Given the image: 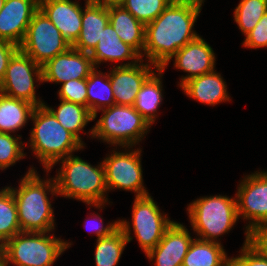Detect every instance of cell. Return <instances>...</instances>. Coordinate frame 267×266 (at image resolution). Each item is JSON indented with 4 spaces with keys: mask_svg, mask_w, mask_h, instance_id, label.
<instances>
[{
    "mask_svg": "<svg viewBox=\"0 0 267 266\" xmlns=\"http://www.w3.org/2000/svg\"><path fill=\"white\" fill-rule=\"evenodd\" d=\"M201 7L192 3L170 2L165 10L145 26L143 56L152 68L166 69L172 56L199 35L194 24Z\"/></svg>",
    "mask_w": 267,
    "mask_h": 266,
    "instance_id": "1",
    "label": "cell"
},
{
    "mask_svg": "<svg viewBox=\"0 0 267 266\" xmlns=\"http://www.w3.org/2000/svg\"><path fill=\"white\" fill-rule=\"evenodd\" d=\"M36 172L35 168L30 167L20 180L18 189L8 187L17 206L21 232H52L56 223L47 194L58 196L56 181L53 177L42 180Z\"/></svg>",
    "mask_w": 267,
    "mask_h": 266,
    "instance_id": "2",
    "label": "cell"
},
{
    "mask_svg": "<svg viewBox=\"0 0 267 266\" xmlns=\"http://www.w3.org/2000/svg\"><path fill=\"white\" fill-rule=\"evenodd\" d=\"M58 162L61 163V168L56 178L54 177L58 195L77 199L101 210L108 202L103 161L93 166L72 154L58 160L54 165Z\"/></svg>",
    "mask_w": 267,
    "mask_h": 266,
    "instance_id": "3",
    "label": "cell"
},
{
    "mask_svg": "<svg viewBox=\"0 0 267 266\" xmlns=\"http://www.w3.org/2000/svg\"><path fill=\"white\" fill-rule=\"evenodd\" d=\"M30 120L34 126L30 132L29 147L47 173L58 160L85 147L44 104L34 108Z\"/></svg>",
    "mask_w": 267,
    "mask_h": 266,
    "instance_id": "4",
    "label": "cell"
},
{
    "mask_svg": "<svg viewBox=\"0 0 267 266\" xmlns=\"http://www.w3.org/2000/svg\"><path fill=\"white\" fill-rule=\"evenodd\" d=\"M187 211L197 239L216 243H221L218 236L228 234L239 219L236 196L200 197L188 205Z\"/></svg>",
    "mask_w": 267,
    "mask_h": 266,
    "instance_id": "5",
    "label": "cell"
},
{
    "mask_svg": "<svg viewBox=\"0 0 267 266\" xmlns=\"http://www.w3.org/2000/svg\"><path fill=\"white\" fill-rule=\"evenodd\" d=\"M100 111L102 117L97 120L91 131L89 130V135L115 147H135L144 139L151 127L134 106L114 104Z\"/></svg>",
    "mask_w": 267,
    "mask_h": 266,
    "instance_id": "6",
    "label": "cell"
},
{
    "mask_svg": "<svg viewBox=\"0 0 267 266\" xmlns=\"http://www.w3.org/2000/svg\"><path fill=\"white\" fill-rule=\"evenodd\" d=\"M49 233L20 232L14 235L1 246L5 266L9 263L15 266H52L57 258L71 247V242Z\"/></svg>",
    "mask_w": 267,
    "mask_h": 266,
    "instance_id": "7",
    "label": "cell"
},
{
    "mask_svg": "<svg viewBox=\"0 0 267 266\" xmlns=\"http://www.w3.org/2000/svg\"><path fill=\"white\" fill-rule=\"evenodd\" d=\"M71 44L39 8L28 25L19 50L43 66L58 54L66 52Z\"/></svg>",
    "mask_w": 267,
    "mask_h": 266,
    "instance_id": "8",
    "label": "cell"
},
{
    "mask_svg": "<svg viewBox=\"0 0 267 266\" xmlns=\"http://www.w3.org/2000/svg\"><path fill=\"white\" fill-rule=\"evenodd\" d=\"M38 81L43 82L42 66L18 50L8 63L4 79L0 84V93L27 101L35 107L41 106L45 102L36 96L35 82Z\"/></svg>",
    "mask_w": 267,
    "mask_h": 266,
    "instance_id": "9",
    "label": "cell"
},
{
    "mask_svg": "<svg viewBox=\"0 0 267 266\" xmlns=\"http://www.w3.org/2000/svg\"><path fill=\"white\" fill-rule=\"evenodd\" d=\"M124 148V152L112 150L111 155H107L103 160L108 191L118 188L132 191L136 193V197L149 195L143 183L141 148Z\"/></svg>",
    "mask_w": 267,
    "mask_h": 266,
    "instance_id": "10",
    "label": "cell"
},
{
    "mask_svg": "<svg viewBox=\"0 0 267 266\" xmlns=\"http://www.w3.org/2000/svg\"><path fill=\"white\" fill-rule=\"evenodd\" d=\"M235 196L238 218L250 220L245 227L246 235L256 228L267 226V171L244 176Z\"/></svg>",
    "mask_w": 267,
    "mask_h": 266,
    "instance_id": "11",
    "label": "cell"
},
{
    "mask_svg": "<svg viewBox=\"0 0 267 266\" xmlns=\"http://www.w3.org/2000/svg\"><path fill=\"white\" fill-rule=\"evenodd\" d=\"M160 207L152 196L136 197L132 208V228L139 246L146 254L163 238L166 229L174 222Z\"/></svg>",
    "mask_w": 267,
    "mask_h": 266,
    "instance_id": "12",
    "label": "cell"
},
{
    "mask_svg": "<svg viewBox=\"0 0 267 266\" xmlns=\"http://www.w3.org/2000/svg\"><path fill=\"white\" fill-rule=\"evenodd\" d=\"M94 69L88 53L71 47L42 66L43 82L58 84L74 79H86Z\"/></svg>",
    "mask_w": 267,
    "mask_h": 266,
    "instance_id": "13",
    "label": "cell"
},
{
    "mask_svg": "<svg viewBox=\"0 0 267 266\" xmlns=\"http://www.w3.org/2000/svg\"><path fill=\"white\" fill-rule=\"evenodd\" d=\"M39 0H5L0 10V40L20 46Z\"/></svg>",
    "mask_w": 267,
    "mask_h": 266,
    "instance_id": "14",
    "label": "cell"
},
{
    "mask_svg": "<svg viewBox=\"0 0 267 266\" xmlns=\"http://www.w3.org/2000/svg\"><path fill=\"white\" fill-rule=\"evenodd\" d=\"M188 229L181 223L173 222L164 232L161 241L146 253L155 266H182L184 257L193 241Z\"/></svg>",
    "mask_w": 267,
    "mask_h": 266,
    "instance_id": "15",
    "label": "cell"
},
{
    "mask_svg": "<svg viewBox=\"0 0 267 266\" xmlns=\"http://www.w3.org/2000/svg\"><path fill=\"white\" fill-rule=\"evenodd\" d=\"M143 61L132 66H114L108 73L115 104L134 106L141 86L154 72L150 63L145 64Z\"/></svg>",
    "mask_w": 267,
    "mask_h": 266,
    "instance_id": "16",
    "label": "cell"
},
{
    "mask_svg": "<svg viewBox=\"0 0 267 266\" xmlns=\"http://www.w3.org/2000/svg\"><path fill=\"white\" fill-rule=\"evenodd\" d=\"M174 57V67L188 73L186 76H182L180 86L193 77L215 70V53L201 36L179 49L172 56V58Z\"/></svg>",
    "mask_w": 267,
    "mask_h": 266,
    "instance_id": "17",
    "label": "cell"
},
{
    "mask_svg": "<svg viewBox=\"0 0 267 266\" xmlns=\"http://www.w3.org/2000/svg\"><path fill=\"white\" fill-rule=\"evenodd\" d=\"M39 8L71 44L79 38L83 9L78 1L39 0Z\"/></svg>",
    "mask_w": 267,
    "mask_h": 266,
    "instance_id": "18",
    "label": "cell"
},
{
    "mask_svg": "<svg viewBox=\"0 0 267 266\" xmlns=\"http://www.w3.org/2000/svg\"><path fill=\"white\" fill-rule=\"evenodd\" d=\"M89 55L95 68H99L101 62L131 60L118 66H132L142 60L141 55L133 47L121 41L110 23L103 29L101 39Z\"/></svg>",
    "mask_w": 267,
    "mask_h": 266,
    "instance_id": "19",
    "label": "cell"
},
{
    "mask_svg": "<svg viewBox=\"0 0 267 266\" xmlns=\"http://www.w3.org/2000/svg\"><path fill=\"white\" fill-rule=\"evenodd\" d=\"M220 73L215 70L213 72L196 76L180 87L185 94L200 103L215 106L218 103L230 100L227 92V84Z\"/></svg>",
    "mask_w": 267,
    "mask_h": 266,
    "instance_id": "20",
    "label": "cell"
},
{
    "mask_svg": "<svg viewBox=\"0 0 267 266\" xmlns=\"http://www.w3.org/2000/svg\"><path fill=\"white\" fill-rule=\"evenodd\" d=\"M109 23L108 6L97 3H85L82 12V28L79 38L72 45L78 51L90 54L99 39L103 29Z\"/></svg>",
    "mask_w": 267,
    "mask_h": 266,
    "instance_id": "21",
    "label": "cell"
},
{
    "mask_svg": "<svg viewBox=\"0 0 267 266\" xmlns=\"http://www.w3.org/2000/svg\"><path fill=\"white\" fill-rule=\"evenodd\" d=\"M109 23L124 43L143 54L145 43V25L139 22L121 5L108 6Z\"/></svg>",
    "mask_w": 267,
    "mask_h": 266,
    "instance_id": "22",
    "label": "cell"
},
{
    "mask_svg": "<svg viewBox=\"0 0 267 266\" xmlns=\"http://www.w3.org/2000/svg\"><path fill=\"white\" fill-rule=\"evenodd\" d=\"M119 223L120 228L112 235L97 239L94 254L95 266H116L127 243L133 239L130 236L132 229L130 222L119 219Z\"/></svg>",
    "mask_w": 267,
    "mask_h": 266,
    "instance_id": "23",
    "label": "cell"
},
{
    "mask_svg": "<svg viewBox=\"0 0 267 266\" xmlns=\"http://www.w3.org/2000/svg\"><path fill=\"white\" fill-rule=\"evenodd\" d=\"M221 243L193 239L182 266H231Z\"/></svg>",
    "mask_w": 267,
    "mask_h": 266,
    "instance_id": "24",
    "label": "cell"
},
{
    "mask_svg": "<svg viewBox=\"0 0 267 266\" xmlns=\"http://www.w3.org/2000/svg\"><path fill=\"white\" fill-rule=\"evenodd\" d=\"M143 83L137 94L134 108L152 125L157 115L158 107L163 100L162 78L163 69L157 68ZM158 76V77H157ZM156 113V114H155Z\"/></svg>",
    "mask_w": 267,
    "mask_h": 266,
    "instance_id": "25",
    "label": "cell"
},
{
    "mask_svg": "<svg viewBox=\"0 0 267 266\" xmlns=\"http://www.w3.org/2000/svg\"><path fill=\"white\" fill-rule=\"evenodd\" d=\"M35 106L27 101L0 93V132L12 134L31 119Z\"/></svg>",
    "mask_w": 267,
    "mask_h": 266,
    "instance_id": "26",
    "label": "cell"
},
{
    "mask_svg": "<svg viewBox=\"0 0 267 266\" xmlns=\"http://www.w3.org/2000/svg\"><path fill=\"white\" fill-rule=\"evenodd\" d=\"M114 104L115 99L109 74H103L95 68L87 78V107L93 115V120L96 119L98 111Z\"/></svg>",
    "mask_w": 267,
    "mask_h": 266,
    "instance_id": "27",
    "label": "cell"
},
{
    "mask_svg": "<svg viewBox=\"0 0 267 266\" xmlns=\"http://www.w3.org/2000/svg\"><path fill=\"white\" fill-rule=\"evenodd\" d=\"M44 105L54 114L58 122L69 132H71L83 145L80 132L88 122L93 121V115L88 107L68 102L60 99L57 109Z\"/></svg>",
    "mask_w": 267,
    "mask_h": 266,
    "instance_id": "28",
    "label": "cell"
},
{
    "mask_svg": "<svg viewBox=\"0 0 267 266\" xmlns=\"http://www.w3.org/2000/svg\"><path fill=\"white\" fill-rule=\"evenodd\" d=\"M0 246L21 232L17 206L9 187L0 189Z\"/></svg>",
    "mask_w": 267,
    "mask_h": 266,
    "instance_id": "29",
    "label": "cell"
},
{
    "mask_svg": "<svg viewBox=\"0 0 267 266\" xmlns=\"http://www.w3.org/2000/svg\"><path fill=\"white\" fill-rule=\"evenodd\" d=\"M267 12V0H241L234 11V21L246 35Z\"/></svg>",
    "mask_w": 267,
    "mask_h": 266,
    "instance_id": "30",
    "label": "cell"
},
{
    "mask_svg": "<svg viewBox=\"0 0 267 266\" xmlns=\"http://www.w3.org/2000/svg\"><path fill=\"white\" fill-rule=\"evenodd\" d=\"M171 0H123L120 4L145 26L154 21Z\"/></svg>",
    "mask_w": 267,
    "mask_h": 266,
    "instance_id": "31",
    "label": "cell"
},
{
    "mask_svg": "<svg viewBox=\"0 0 267 266\" xmlns=\"http://www.w3.org/2000/svg\"><path fill=\"white\" fill-rule=\"evenodd\" d=\"M20 135L17 137L0 132V169L5 170L6 168L14 165L17 161L24 158V145ZM19 141V142H18Z\"/></svg>",
    "mask_w": 267,
    "mask_h": 266,
    "instance_id": "32",
    "label": "cell"
},
{
    "mask_svg": "<svg viewBox=\"0 0 267 266\" xmlns=\"http://www.w3.org/2000/svg\"><path fill=\"white\" fill-rule=\"evenodd\" d=\"M58 96L61 100L87 107V78L62 83Z\"/></svg>",
    "mask_w": 267,
    "mask_h": 266,
    "instance_id": "33",
    "label": "cell"
},
{
    "mask_svg": "<svg viewBox=\"0 0 267 266\" xmlns=\"http://www.w3.org/2000/svg\"><path fill=\"white\" fill-rule=\"evenodd\" d=\"M238 257H231V266H267V259L249 242L246 235Z\"/></svg>",
    "mask_w": 267,
    "mask_h": 266,
    "instance_id": "34",
    "label": "cell"
},
{
    "mask_svg": "<svg viewBox=\"0 0 267 266\" xmlns=\"http://www.w3.org/2000/svg\"><path fill=\"white\" fill-rule=\"evenodd\" d=\"M242 45L250 49L267 47V12L261 17L257 25L245 35Z\"/></svg>",
    "mask_w": 267,
    "mask_h": 266,
    "instance_id": "35",
    "label": "cell"
},
{
    "mask_svg": "<svg viewBox=\"0 0 267 266\" xmlns=\"http://www.w3.org/2000/svg\"><path fill=\"white\" fill-rule=\"evenodd\" d=\"M19 47L10 42L0 40V84L4 79L8 63Z\"/></svg>",
    "mask_w": 267,
    "mask_h": 266,
    "instance_id": "36",
    "label": "cell"
},
{
    "mask_svg": "<svg viewBox=\"0 0 267 266\" xmlns=\"http://www.w3.org/2000/svg\"><path fill=\"white\" fill-rule=\"evenodd\" d=\"M249 242L267 259V226L251 231Z\"/></svg>",
    "mask_w": 267,
    "mask_h": 266,
    "instance_id": "37",
    "label": "cell"
},
{
    "mask_svg": "<svg viewBox=\"0 0 267 266\" xmlns=\"http://www.w3.org/2000/svg\"><path fill=\"white\" fill-rule=\"evenodd\" d=\"M93 217H94L93 219L89 218L87 220L86 226L89 225L88 221H89V223H90L91 220H94L95 222H97V220L100 221L101 224L98 222L99 224H95L93 226L91 225L93 228H91V226H90L91 230H94L93 233L96 234L97 239L108 237V236L112 235L115 231H117L120 228L119 220H117V221H115L113 223H110V224L108 223L104 227L103 226V222H102L103 219L102 218L100 219L99 214L98 215L95 214Z\"/></svg>",
    "mask_w": 267,
    "mask_h": 266,
    "instance_id": "38",
    "label": "cell"
},
{
    "mask_svg": "<svg viewBox=\"0 0 267 266\" xmlns=\"http://www.w3.org/2000/svg\"><path fill=\"white\" fill-rule=\"evenodd\" d=\"M123 0H94V3L101 4L104 6L120 5Z\"/></svg>",
    "mask_w": 267,
    "mask_h": 266,
    "instance_id": "39",
    "label": "cell"
},
{
    "mask_svg": "<svg viewBox=\"0 0 267 266\" xmlns=\"http://www.w3.org/2000/svg\"><path fill=\"white\" fill-rule=\"evenodd\" d=\"M171 2L192 3V4L202 7L204 0H171Z\"/></svg>",
    "mask_w": 267,
    "mask_h": 266,
    "instance_id": "40",
    "label": "cell"
},
{
    "mask_svg": "<svg viewBox=\"0 0 267 266\" xmlns=\"http://www.w3.org/2000/svg\"><path fill=\"white\" fill-rule=\"evenodd\" d=\"M0 266H5V256L1 246H0Z\"/></svg>",
    "mask_w": 267,
    "mask_h": 266,
    "instance_id": "41",
    "label": "cell"
},
{
    "mask_svg": "<svg viewBox=\"0 0 267 266\" xmlns=\"http://www.w3.org/2000/svg\"><path fill=\"white\" fill-rule=\"evenodd\" d=\"M4 3H5V0H0V10L3 8Z\"/></svg>",
    "mask_w": 267,
    "mask_h": 266,
    "instance_id": "42",
    "label": "cell"
},
{
    "mask_svg": "<svg viewBox=\"0 0 267 266\" xmlns=\"http://www.w3.org/2000/svg\"><path fill=\"white\" fill-rule=\"evenodd\" d=\"M92 2H94V0H86V4H88V3H92Z\"/></svg>",
    "mask_w": 267,
    "mask_h": 266,
    "instance_id": "43",
    "label": "cell"
}]
</instances>
